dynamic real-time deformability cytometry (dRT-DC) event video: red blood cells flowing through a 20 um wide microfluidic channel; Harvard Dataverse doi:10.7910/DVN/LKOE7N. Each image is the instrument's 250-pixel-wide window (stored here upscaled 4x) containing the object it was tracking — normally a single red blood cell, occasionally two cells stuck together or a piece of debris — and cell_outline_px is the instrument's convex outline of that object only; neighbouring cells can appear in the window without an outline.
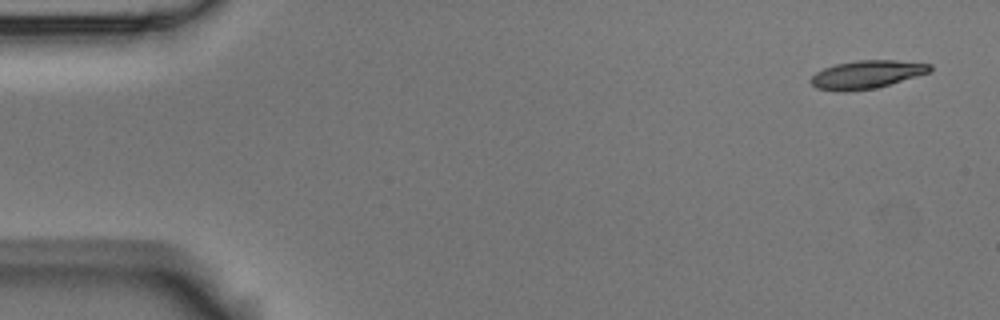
{"species": "Egyptian fruit bat (a non-hibernating species)", "species_latin": "Rousettus aegyptiacus", "temperature_condition": "room temperature", "stored_images_in_passage": 5, "camera_frame_rate_fps": 3000, "um_per_image_px": 0.085, "animal": {"sex": "male"}, "frame": {"image": 1, "passage_image": 1, "time_ms": 0.0, "image_size_px": [1000, 320], "cell_outline_px": [[932, 68], [928, 72], [916, 76], [876, 88], [844, 92], [816, 88], [808, 80], [816, 72], [824, 68], [836, 64], [856, 60], [896, 60], [932, 64]], "centroid_in_image_um": [73.63, 6.33], "position_along_channel_um": 11.4, "area_um2": 19.42}}
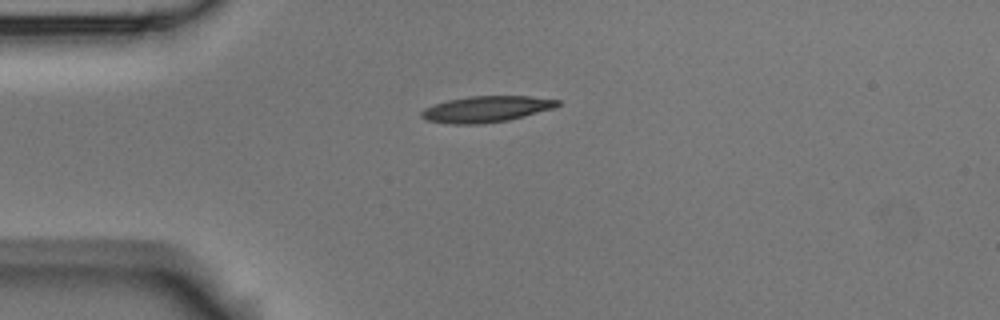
{"frame": {"image": 2, "passage_image": 4, "time_ms": 1.0, "image_size_px": [1000, 320], "cell_outline_px": [[560, 104], [556, 108], [508, 120], [480, 124], [448, 124], [424, 120], [420, 116], [420, 112], [424, 108], [448, 100], [468, 96], [528, 96], [560, 100]], "centroid_in_image_um": [41.32, 9.28], "position_along_channel_um": 43.7, "area_um2": 20.87}}